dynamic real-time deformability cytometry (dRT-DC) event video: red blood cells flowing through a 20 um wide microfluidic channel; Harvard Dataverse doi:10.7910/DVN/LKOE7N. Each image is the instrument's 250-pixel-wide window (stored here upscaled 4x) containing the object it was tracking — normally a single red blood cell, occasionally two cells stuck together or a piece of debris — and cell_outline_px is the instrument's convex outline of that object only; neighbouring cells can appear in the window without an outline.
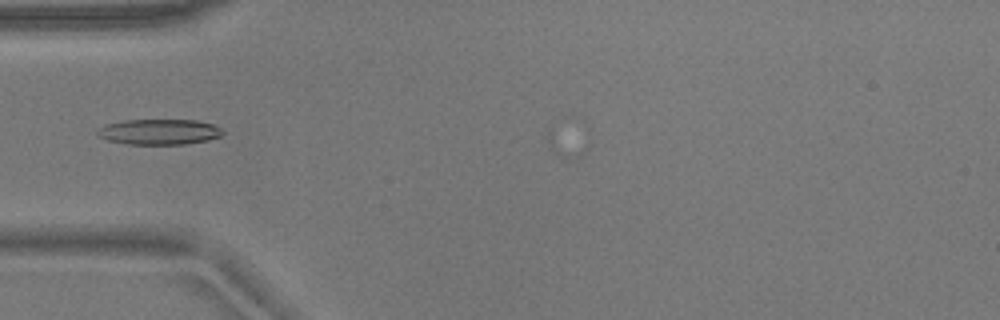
{"species": "common noctule bat (a hibernating species)", "species_latin": "Nyctalus noctula", "temperature_condition": "warm", "stored_images_in_passage": 4, "camera_frame_rate_fps": 3000, "um_per_image_px": 0.085, "animal": {"sex": "male", "body_mass_g": 17.9}, "frame": {"image": 1, "passage_image": 1, "time_ms": 0.0, "image_size_px": [1000, 320], "cell_outline_px": [[224, 132], [220, 136], [208, 140], [184, 144], [128, 144], [108, 140], [96, 136], [96, 128], [104, 124], [124, 120], [196, 120], [212, 124], [220, 128]], "centroid_in_image_um": [13.46, 11.2], "position_along_channel_um": 71.5, "area_um2": 18.73}}